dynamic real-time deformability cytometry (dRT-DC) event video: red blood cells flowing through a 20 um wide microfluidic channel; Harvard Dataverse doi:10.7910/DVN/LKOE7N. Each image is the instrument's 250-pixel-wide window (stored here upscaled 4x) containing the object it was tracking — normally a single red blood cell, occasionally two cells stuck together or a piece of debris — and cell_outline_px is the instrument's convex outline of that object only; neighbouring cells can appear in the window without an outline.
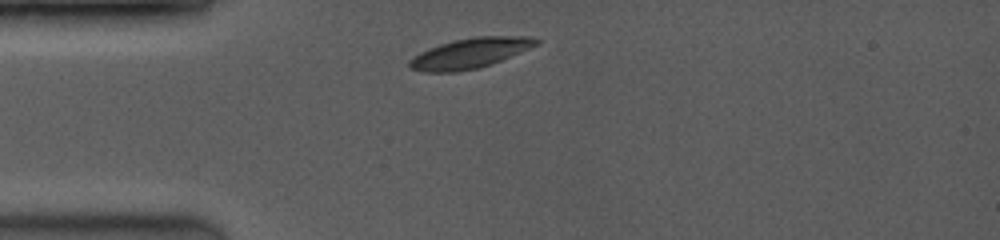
{"species": "common noctule bat (a hibernating species)", "species_latin": "Nyctalus noctula", "temperature_condition": "room temperature", "stored_images_in_passage": 4, "camera_frame_rate_fps": 3500, "um_per_image_px": 0.085, "animal": {"sex": "female", "body_mass_g": 19.0, "forearm_length_mm": 53.3}, "frame": {"image": 1, "passage_image": 1, "time_ms": 0.0, "image_size_px": [1000, 240], "cell_outline_px": [[540, 44], [480, 68], [456, 72], [424, 72], [408, 68], [408, 60], [420, 52], [428, 48], [440, 44], [456, 40], [476, 36], [532, 36], [540, 40]], "centroid_in_image_um": [39.94, 4.52], "position_along_channel_um": 45.1, "area_um2": 22.31}}
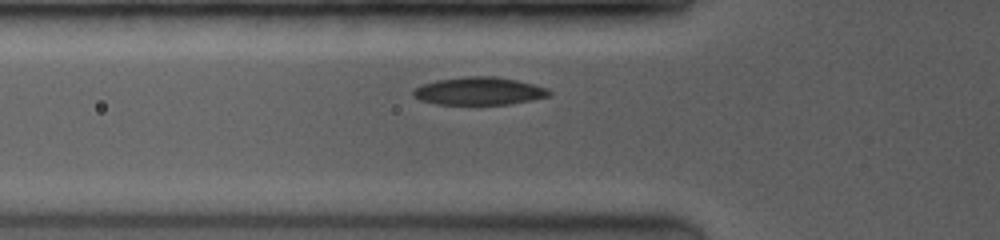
{"frame": {"image": 2, "passage_image": 4, "time_ms": 1.429, "image_size_px": [1000, 240], "cell_outline_px": [[552, 96], [532, 100], [508, 104], [436, 104], [420, 100], [412, 96], [412, 92], [416, 88], [424, 84], [436, 80], [464, 76], [496, 76], [516, 80], [548, 88], [552, 92]], "centroid_in_image_um": [40.74, 7.74], "position_along_channel_um": 85.1, "area_um2": 22.08}}